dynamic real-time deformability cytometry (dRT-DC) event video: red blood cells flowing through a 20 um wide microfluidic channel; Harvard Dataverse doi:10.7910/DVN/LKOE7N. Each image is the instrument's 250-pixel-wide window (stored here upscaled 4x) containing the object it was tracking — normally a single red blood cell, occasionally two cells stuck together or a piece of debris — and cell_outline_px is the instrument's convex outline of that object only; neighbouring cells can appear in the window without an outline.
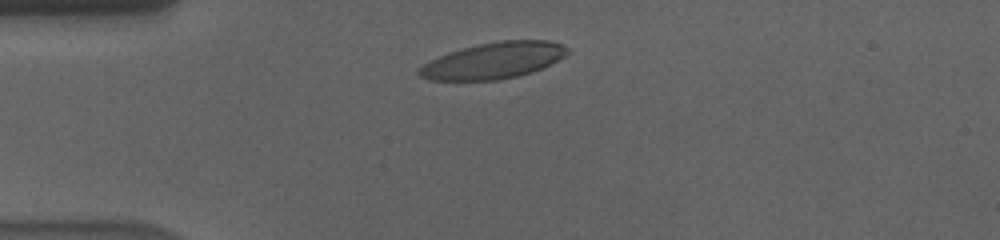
{"species": "human", "species_latin": "Homo sapiens", "temperature_condition": "cold", "stored_images_in_passage": 49, "camera_frame_rate_fps": 3000, "um_per_image_px": 0.085, "donor": {"sex": "male"}, "frame": {"image": 1, "passage_image": 6, "time_ms": 1.667, "image_size_px": [1000, 240], "cell_outline_px": [[568, 52], [564, 56], [532, 72], [516, 76], [496, 80], [428, 80], [420, 76], [416, 72], [424, 64], [448, 52], [480, 44], [500, 40], [548, 40], [564, 44], [568, 48]], "centroid_in_image_um": [41.95, 5.14], "position_along_channel_um": 43.1, "area_um2": 30.92}}
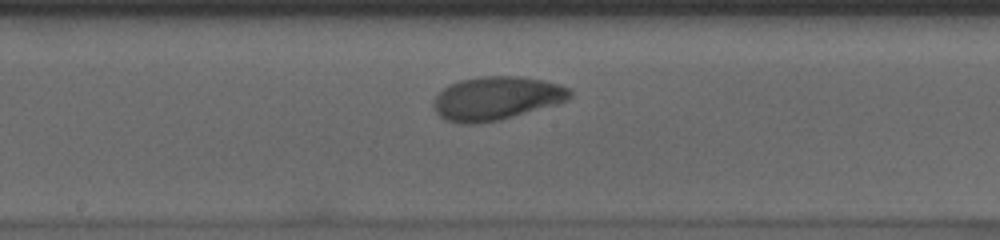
{"frame": {"image": 2, "passage_image": 22, "time_ms": 7.0, "image_size_px": [1000, 240], "cell_outline_px": [[572, 96], [568, 100], [560, 104], [500, 120], [480, 124], [456, 124], [444, 120], [432, 108], [432, 100], [448, 84], [460, 80], [480, 76], [520, 76], [544, 80], [560, 84], [568, 88], [572, 92]], "centroid_in_image_um": [42.19, 8.37], "position_along_channel_um": 206.0, "area_um2": 35.32}}
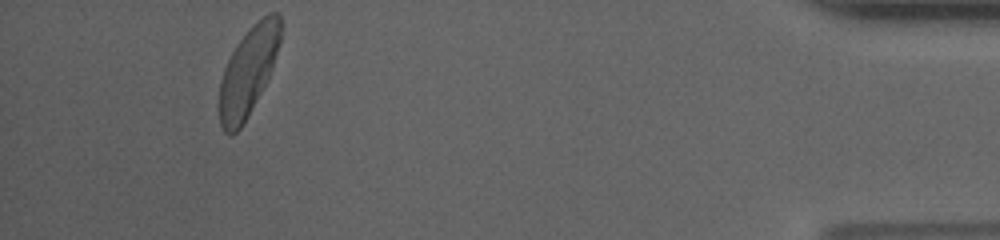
{"frame": {"image": 3, "passage_image": 45, "time_ms": 14.667, "image_size_px": [1000, 240], "cell_outline_px": [[280, 40], [272, 68], [268, 80], [248, 116], [240, 128], [232, 136], [228, 136], [224, 132], [220, 124], [220, 80], [224, 68], [236, 44], [268, 12], [280, 12]], "centroid_in_image_um": [21.1, 6.13], "position_along_channel_um": 414.1, "area_um2": 31.1}, "authors_computed_cell_mechanics": {"area_um2": 32.946, "velocity_mm_per_s": 3.5383, "shape_relaxation_time_tau1_ms": 3.8628, "shape_relaxation_time_tau2_ms": 3.9225, "deformation_change_tau1": 0.1733, "deformation_change_tau2": 0.0884}}